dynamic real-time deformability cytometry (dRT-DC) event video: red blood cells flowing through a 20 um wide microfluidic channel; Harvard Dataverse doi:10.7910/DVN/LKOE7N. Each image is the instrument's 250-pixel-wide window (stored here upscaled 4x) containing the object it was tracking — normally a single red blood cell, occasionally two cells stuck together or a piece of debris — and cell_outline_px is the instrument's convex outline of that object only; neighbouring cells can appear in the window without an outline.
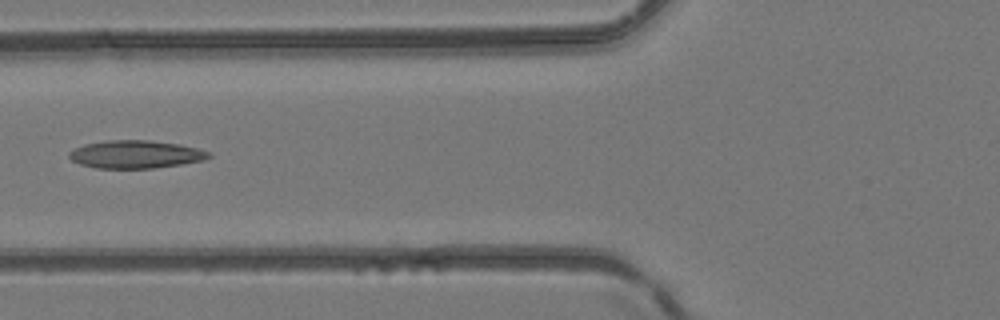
{"species": "common noctule bat (a hibernating species)", "species_latin": "Nyctalus noctula", "temperature_condition": "room temperature", "stored_images_in_passage": 5, "camera_frame_rate_fps": 3000, "um_per_image_px": 0.085, "animal": {"sex": "female", "body_mass_g": 24.6, "forearm_length_mm": 56.2}, "frame": {"image": 1, "passage_image": 5, "time_ms": 1.333, "image_size_px": [1000, 320], "cell_outline_px": [[212, 156], [204, 160], [156, 168], [96, 168], [80, 164], [72, 160], [68, 156], [68, 152], [84, 144], [104, 140], [152, 140], [180, 144], [196, 148], [208, 152]], "centroid_in_image_um": [11.51, 13.11], "position_along_channel_um": 114.3, "area_um2": 22.72}}